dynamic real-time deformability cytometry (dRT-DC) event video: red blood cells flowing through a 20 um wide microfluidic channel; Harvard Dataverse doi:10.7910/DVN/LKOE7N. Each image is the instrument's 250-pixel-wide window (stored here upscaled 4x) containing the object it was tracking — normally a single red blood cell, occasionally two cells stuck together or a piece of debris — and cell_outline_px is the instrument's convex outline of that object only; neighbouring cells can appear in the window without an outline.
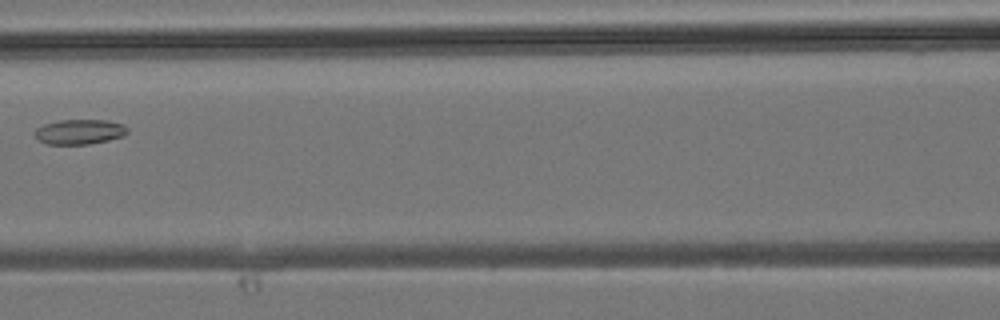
{"species": "common noctule bat (a hibernating species)", "species_latin": "Nyctalus noctula", "temperature_condition": "room temperature", "stored_images_in_passage": 5, "camera_frame_rate_fps": 3000, "um_per_image_px": 0.085, "animal": {"sex": "male", "body_mass_g": 19.2, "forearm_length_mm": 51.8}, "frame": {"image": 1, "passage_image": 5, "time_ms": 1.333, "image_size_px": [1000, 320], "cell_outline_px": [[128, 132], [124, 136], [108, 140], [88, 144], [48, 144], [36, 140], [36, 128], [44, 124], [60, 120], [108, 120], [124, 124], [128, 128]], "centroid_in_image_um": [6.79, 11.2], "position_along_channel_um": 159.8, "area_um2": 13.53}}